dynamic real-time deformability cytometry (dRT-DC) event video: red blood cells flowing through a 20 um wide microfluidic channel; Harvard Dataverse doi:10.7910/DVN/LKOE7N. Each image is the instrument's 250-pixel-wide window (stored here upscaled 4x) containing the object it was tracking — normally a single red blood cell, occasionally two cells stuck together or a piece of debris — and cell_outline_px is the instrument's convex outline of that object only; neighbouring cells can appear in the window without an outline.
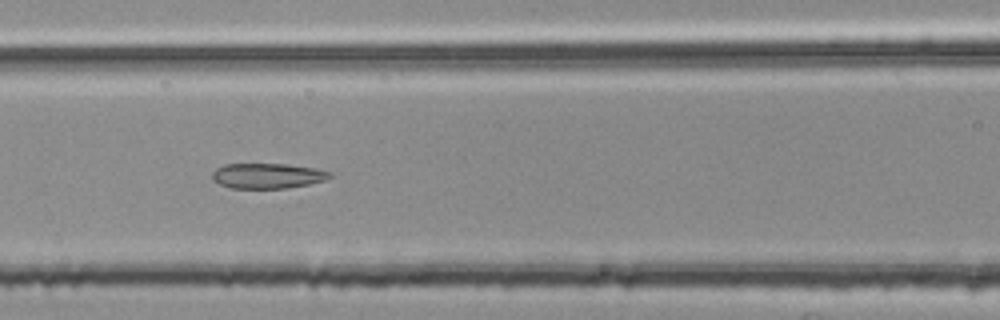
{"species": "common noctule bat (a hibernating species)", "species_latin": "Nyctalus noctula", "temperature_condition": "room temperature", "stored_images_in_passage": 55, "segment_of_instrument_passage": [2, 2], "camera_frame_rate_fps": 3000, "um_per_image_px": 0.085, "animal": {"sex": "female", "body_mass_g": 25.1}, "frame": {"image": 1, "passage_image": 24, "time_ms": 7.667, "image_size_px": [1000, 320], "cell_outline_px": [[332, 176], [328, 180], [288, 188], [228, 188], [212, 180], [212, 172], [216, 168], [224, 164], [288, 164], [316, 168], [332, 172]], "centroid_in_image_um": [22.75, 14.94], "position_along_channel_um": 143.8, "area_um2": 17.51}}
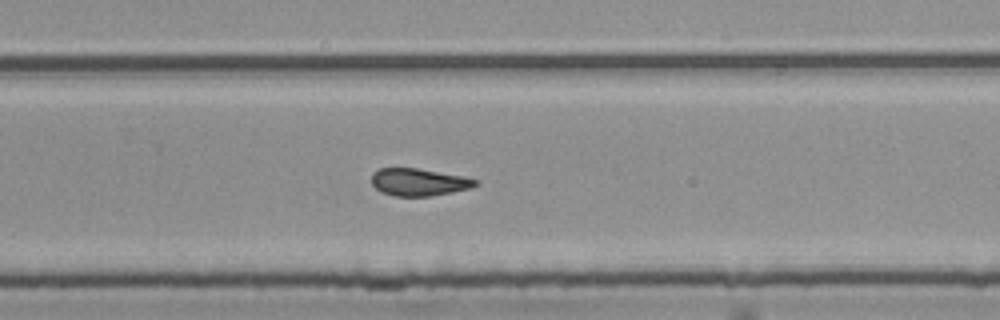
{"frame": {"image": 2, "passage_image": 36, "time_ms": 11.667, "image_size_px": [1000, 320], "cell_outline_px": [[480, 184], [472, 188], [432, 196], [396, 196], [380, 192], [372, 184], [372, 172], [380, 168], [416, 168], [464, 176], [480, 180]], "centroid_in_image_um": [35.64, 15.48], "position_along_channel_um": 294.2, "area_um2": 16.76}}
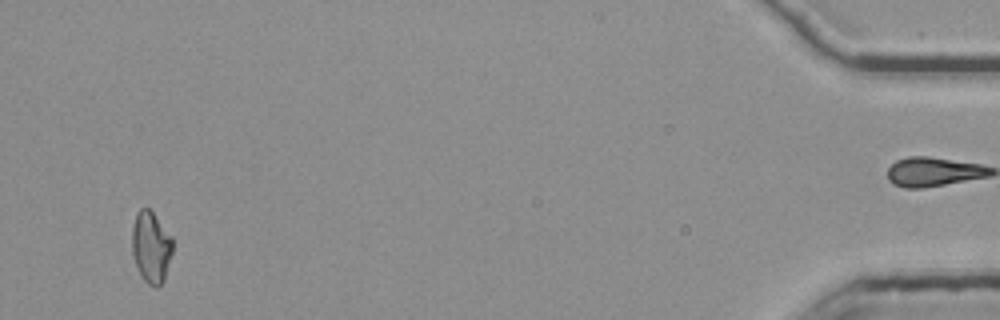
{"frame": {"image": 3, "passage_image": 53, "time_ms": 17.333, "image_size_px": [1000, 320], "cell_outline_px": [[172, 252], [164, 280], [156, 288], [148, 284], [144, 280], [136, 268], [132, 256], [132, 228], [136, 212], [140, 208], [148, 208], [152, 212], [172, 236]], "centroid_in_image_um": [12.82, 21.01], "position_along_channel_um": 422.4, "area_um2": 16.99}}